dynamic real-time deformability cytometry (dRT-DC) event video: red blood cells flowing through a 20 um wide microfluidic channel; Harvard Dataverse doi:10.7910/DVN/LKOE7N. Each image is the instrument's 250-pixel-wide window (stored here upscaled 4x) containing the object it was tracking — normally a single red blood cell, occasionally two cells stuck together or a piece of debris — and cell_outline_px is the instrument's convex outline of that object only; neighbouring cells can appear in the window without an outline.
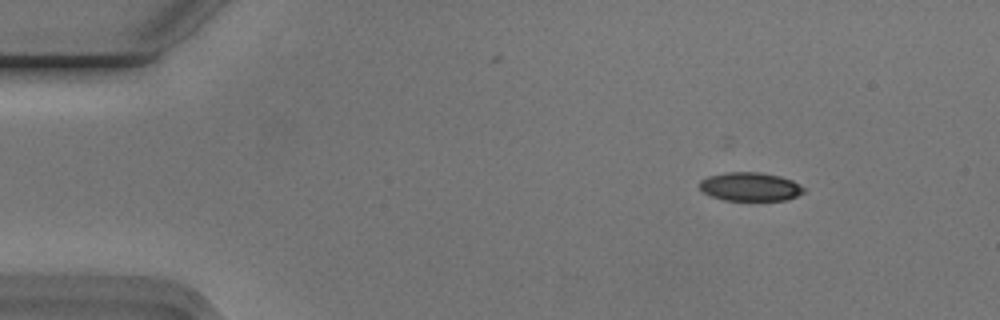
{"species": "Egyptian fruit bat (a non-hibernating species)", "species_latin": "Rousettus aegyptiacus", "temperature_condition": "cold", "stored_images_in_passage": 8, "camera_frame_rate_fps": 3000, "um_per_image_px": 0.085, "animal": {"sex": "male"}, "frame": {"image": 1, "passage_image": 2, "time_ms": 0.333, "image_size_px": [1000, 320], "cell_outline_px": [[804, 192], [796, 196], [784, 200], [724, 200], [712, 196], [704, 192], [700, 188], [700, 180], [708, 176], [724, 172], [760, 172], [780, 176], [792, 180], [804, 188]], "centroid_in_image_um": [63.75, 15.86], "position_along_channel_um": 21.3, "area_um2": 17.28}}
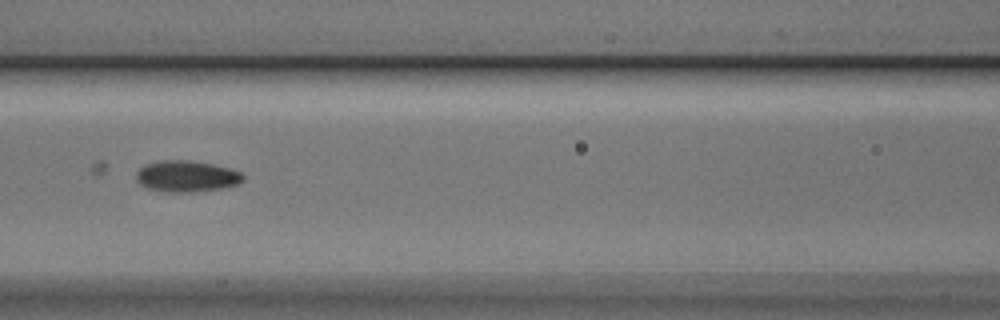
{"frame": {"image": 2, "passage_image": 6, "time_ms": 1.667, "image_size_px": [1000, 320], "cell_outline_px": [[244, 180], [236, 184], [220, 188], [192, 192], [164, 192], [148, 188], [140, 184], [136, 180], [136, 172], [144, 164], [164, 160], [188, 160], [212, 164], [228, 168], [240, 172], [244, 176]], "centroid_in_image_um": [15.82, 14.98], "position_along_channel_um": 150.8, "area_um2": 19.36}}
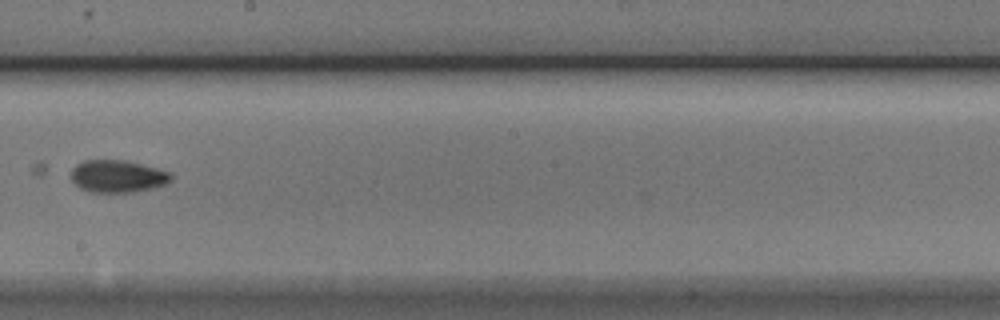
{"frame": {"image": 3, "passage_image": 8, "time_ms": 2.333, "image_size_px": [1000, 320], "cell_outline_px": [[172, 180], [168, 184], [152, 188], [132, 192], [92, 192], [80, 188], [72, 180], [72, 168], [76, 164], [84, 160], [124, 160], [172, 172]], "centroid_in_image_um": [10.02, 14.98], "position_along_channel_um": 238.2, "area_um2": 18.84}}